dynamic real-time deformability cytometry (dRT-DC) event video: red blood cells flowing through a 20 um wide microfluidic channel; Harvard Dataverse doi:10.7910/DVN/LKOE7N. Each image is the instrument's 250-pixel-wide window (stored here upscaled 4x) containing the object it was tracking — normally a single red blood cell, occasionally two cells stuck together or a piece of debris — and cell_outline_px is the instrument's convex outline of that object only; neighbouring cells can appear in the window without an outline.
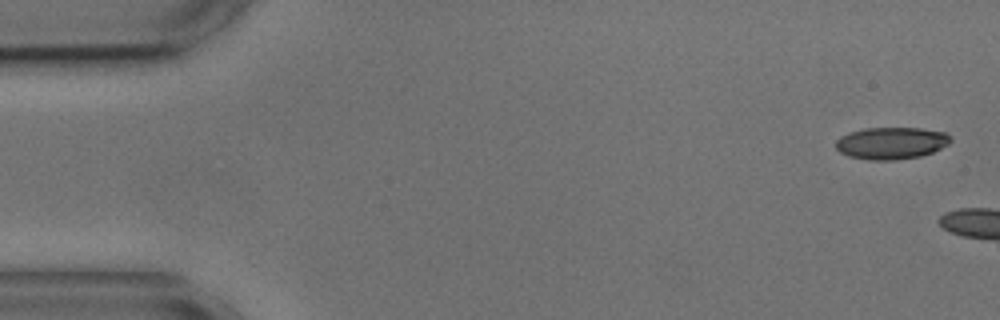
{"species": "common noctule bat (a hibernating species)", "species_latin": "Nyctalus noctula", "temperature_condition": "cold", "stored_images_in_passage": 3, "camera_frame_rate_fps": 3000, "um_per_image_px": 0.085, "animal": {"sex": "male", "body_mass_g": 17.9, "forearm_length_mm": 54.2}, "frame": {"image": 1, "passage_image": 1, "time_ms": 0.0, "image_size_px": [1000, 320], "cell_outline_px": [[952, 140], [948, 144], [932, 152], [920, 156], [896, 160], [868, 160], [848, 156], [840, 152], [836, 148], [836, 140], [840, 136], [848, 132], [864, 128], [920, 128], [948, 132]], "centroid_in_image_um": [75.75, 12.16], "position_along_channel_um": 9.2, "area_um2": 21.62}}